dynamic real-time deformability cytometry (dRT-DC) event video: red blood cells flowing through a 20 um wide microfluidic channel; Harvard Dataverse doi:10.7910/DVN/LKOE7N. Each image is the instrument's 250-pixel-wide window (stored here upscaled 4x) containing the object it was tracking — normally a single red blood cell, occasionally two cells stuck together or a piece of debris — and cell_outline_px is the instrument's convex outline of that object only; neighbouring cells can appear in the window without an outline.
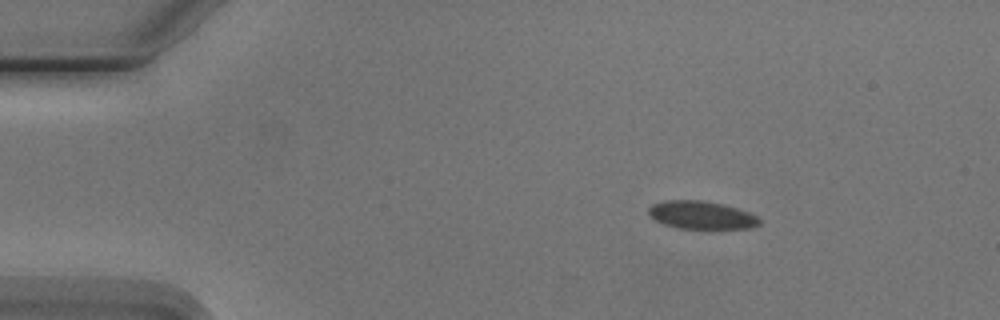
{"species": "Egyptian fruit bat (a non-hibernating species)", "species_latin": "Rousettus aegyptiacus", "temperature_condition": "cold", "stored_images_in_passage": 6, "camera_frame_rate_fps": 3000, "um_per_image_px": 0.085, "animal": {"sex": "male"}, "frame": {"image": 1, "passage_image": 2, "time_ms": 1.333, "image_size_px": [1000, 320], "cell_outline_px": [[760, 224], [752, 228], [680, 228], [664, 224], [656, 220], [648, 212], [648, 208], [652, 204], [664, 200], [700, 200], [724, 204], [748, 212], [756, 216], [760, 220]], "centroid_in_image_um": [59.62, 18.27], "position_along_channel_um": 25.4, "area_um2": 17.86}}
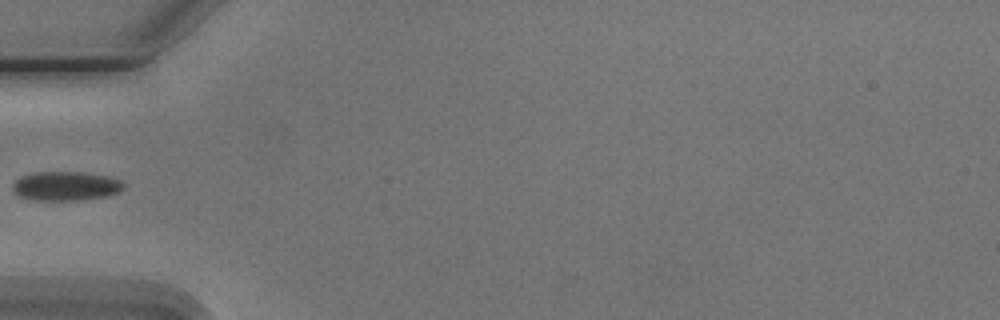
{"frame": {"image": 2, "passage_image": 5, "time_ms": 4.667, "image_size_px": [1000, 320], "cell_outline_px": [[124, 188], [120, 192], [108, 196], [80, 200], [32, 200], [20, 196], [12, 188], [12, 184], [20, 176], [32, 172], [80, 172], [104, 176], [120, 180], [124, 184]], "centroid_in_image_um": [5.58, 15.82], "position_along_channel_um": 79.4, "area_um2": 18.84}}
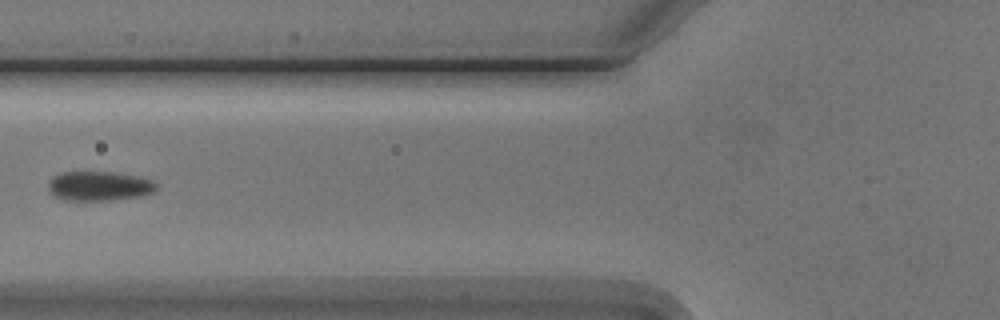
{"frame": {"image": 3, "passage_image": 6, "time_ms": 5.667, "image_size_px": [1000, 320], "cell_outline_px": [[160, 184], [152, 192], [140, 196], [112, 200], [60, 200], [52, 196], [48, 192], [48, 180], [52, 176], [64, 172], [112, 172], [140, 176], [152, 180]], "centroid_in_image_um": [8.39, 15.81], "position_along_channel_um": 117.4, "area_um2": 18.9}}